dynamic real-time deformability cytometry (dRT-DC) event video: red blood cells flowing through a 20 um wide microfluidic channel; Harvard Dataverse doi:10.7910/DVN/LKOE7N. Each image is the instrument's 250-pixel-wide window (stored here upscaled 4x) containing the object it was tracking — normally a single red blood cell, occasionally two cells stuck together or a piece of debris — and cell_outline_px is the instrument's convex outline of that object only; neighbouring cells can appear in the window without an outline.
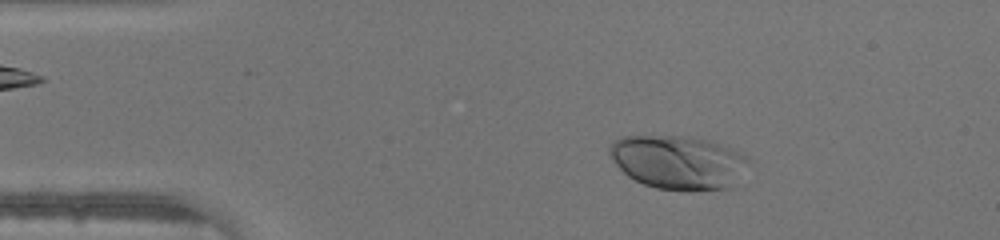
{"species": "human", "species_latin": "Homo sapiens", "temperature_condition": "warm", "stored_images_in_passage": 45, "camera_frame_rate_fps": 3000, "um_per_image_px": 0.085, "donor": {"sex": "male"}, "frame": {"image": 1, "passage_image": 7, "time_ms": 2.0, "image_size_px": [1000, 240], "cell_outline_px": [[748, 160], [732, 188], [692, 192], [688, 192], [656, 188], [644, 184], [628, 176], [612, 160], [608, 152], [608, 148], [612, 140], [620, 136], [684, 136], [712, 140], [732, 148], [748, 156]], "centroid_in_image_um": [57.63, 13.79], "position_along_channel_um": 27.4, "area_um2": 44.04}}
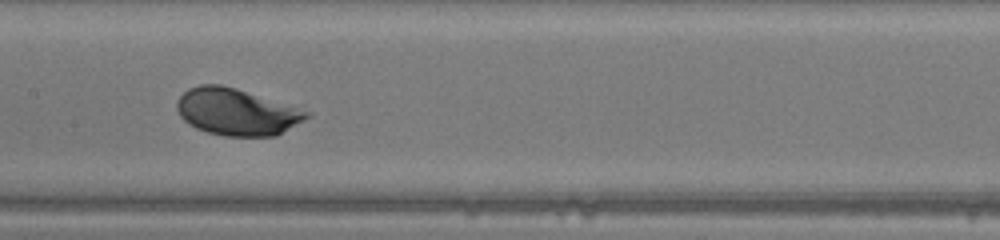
{"frame": {"image": 2, "passage_image": 22, "time_ms": 7.0, "image_size_px": [1000, 240], "cell_outline_px": [[312, 112], [308, 116], [276, 136], [224, 136], [208, 132], [196, 128], [188, 124], [180, 116], [176, 108], [176, 100], [188, 88], [200, 84], [220, 84], [236, 88]], "centroid_in_image_um": [20.05, 9.5], "position_along_channel_um": 187.3, "area_um2": 35.14}}
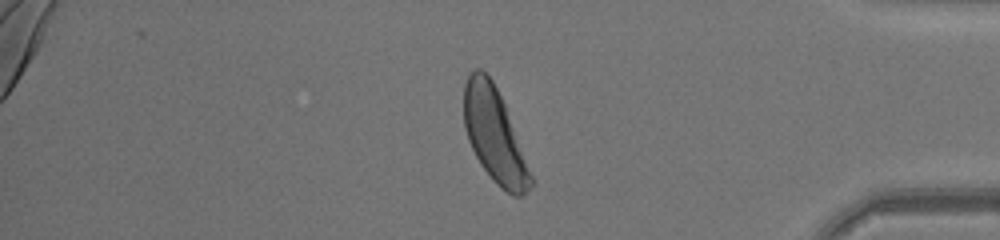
{"frame": {"image": 3, "passage_image": 38, "time_ms": 12.333, "image_size_px": [1000, 240], "cell_outline_px": [[536, 184], [528, 192], [520, 196], [512, 196], [500, 188], [492, 180], [480, 164], [468, 140], [464, 128], [464, 84], [468, 72], [476, 68], [480, 68], [492, 80], [504, 104]], "centroid_in_image_um": [42.03, 11.54], "position_along_channel_um": 393.2, "area_um2": 36.7}}